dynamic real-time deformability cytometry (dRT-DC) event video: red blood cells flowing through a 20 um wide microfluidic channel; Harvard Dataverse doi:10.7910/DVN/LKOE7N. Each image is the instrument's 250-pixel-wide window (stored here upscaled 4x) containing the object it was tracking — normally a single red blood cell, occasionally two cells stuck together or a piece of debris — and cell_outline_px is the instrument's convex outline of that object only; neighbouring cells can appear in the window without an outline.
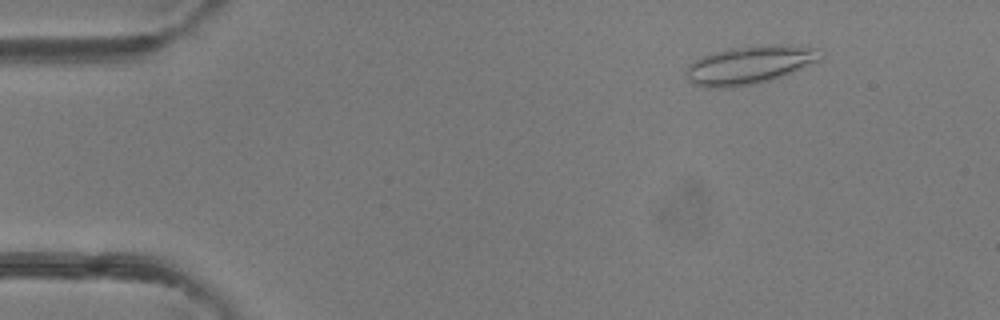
{"species": "common noctule bat (a hibernating species)", "species_latin": "Nyctalus noctula", "temperature_condition": "room temperature", "stored_images_in_passage": 48, "camera_frame_rate_fps": 3000, "um_per_image_px": 0.085, "animal": {"sex": "female"}, "frame": {"image": 1, "passage_image": 6, "time_ms": 1.667, "image_size_px": [1000, 320], "cell_outline_px": [[820, 60], [780, 76], [768, 80], [752, 84], [732, 88], [704, 88], [692, 84], [688, 80], [688, 64], [692, 60], [700, 56], [728, 48], [772, 44], [780, 44], [816, 48]], "centroid_in_image_um": [63.61, 5.52], "position_along_channel_um": 21.4, "area_um2": 29.59}}
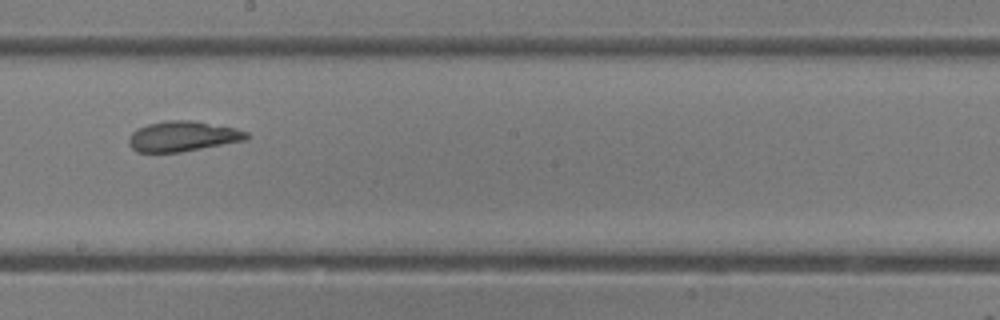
{"frame": {"image": 2, "passage_image": 27, "time_ms": 8.667, "image_size_px": [1000, 320], "cell_outline_px": [[248, 140], [180, 152], [136, 152], [128, 144], [128, 140], [132, 132], [136, 128], [148, 124], [168, 120], [192, 120], [236, 128], [248, 132]], "centroid_in_image_um": [15.53, 11.58], "position_along_channel_um": 232.7, "area_um2": 20.87}}
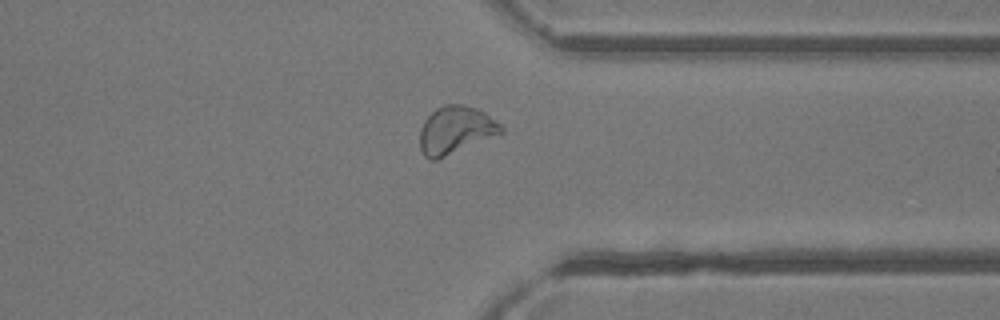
{"frame": {"image": 3, "passage_image": 37, "time_ms": 12.0, "image_size_px": [1000, 320], "cell_outline_px": [[504, 132], [436, 160], [428, 160], [424, 156], [420, 148], [420, 128], [424, 120], [436, 108], [444, 104], [464, 104], [476, 108], [484, 112], [500, 124], [504, 128]], "centroid_in_image_um": [38.7, 11.05], "position_along_channel_um": 372.7, "area_um2": 22.48}, "authors_computed_cell_mechanics": {"area_um2": 22.6576, "velocity_mm_per_s": 4.2781, "shape_relaxation_time_tau1_ms": null, "shape_relaxation_time_tau2_ms": 0.978, "deformation_change_tau1": null, "deformation_change_tau2": 0.0751}}